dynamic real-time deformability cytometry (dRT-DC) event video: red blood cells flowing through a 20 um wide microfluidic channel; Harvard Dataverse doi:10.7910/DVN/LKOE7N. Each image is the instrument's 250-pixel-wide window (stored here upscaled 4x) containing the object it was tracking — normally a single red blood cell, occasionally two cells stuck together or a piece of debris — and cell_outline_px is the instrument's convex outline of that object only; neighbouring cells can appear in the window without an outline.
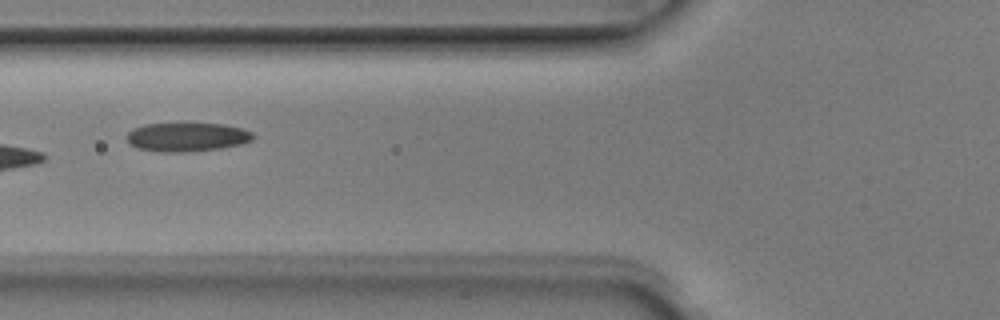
{"species": "Egyptian fruit bat (a non-hibernating species)", "species_latin": "Rousettus aegyptiacus", "temperature_condition": "room temperature", "stored_images_in_passage": 6, "camera_frame_rate_fps": 3000, "um_per_image_px": 0.085, "animal": {"sex": "male"}, "frame": {"image": 1, "passage_image": 5, "time_ms": 1.333, "image_size_px": [1000, 320], "cell_outline_px": [[256, 136], [252, 140], [240, 144], [220, 148], [184, 152], [160, 152], [136, 148], [128, 144], [124, 136], [132, 128], [144, 124], [224, 124], [240, 128], [252, 132]], "centroid_in_image_um": [15.83, 11.65], "position_along_channel_um": 110.0, "area_um2": 21.33}}
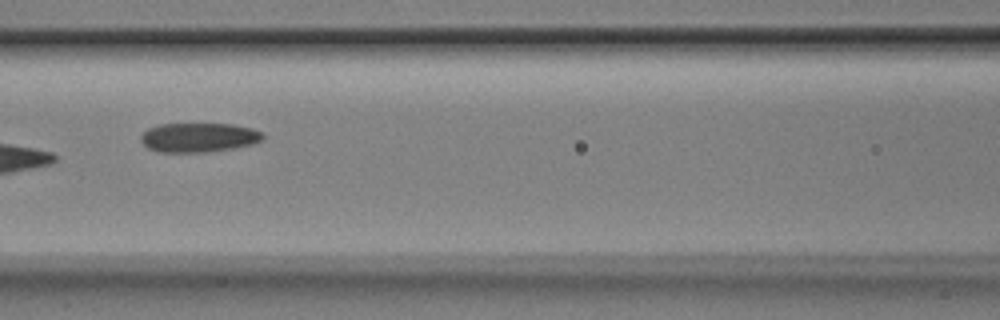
{"frame": {"image": 2, "passage_image": 6, "time_ms": 1.667, "image_size_px": [1000, 320], "cell_outline_px": [[264, 140], [252, 144], [236, 148], [204, 152], [160, 152], [148, 148], [140, 140], [140, 136], [148, 128], [160, 124], [232, 124], [252, 128], [260, 132], [264, 136]], "centroid_in_image_um": [16.9, 11.68], "position_along_channel_um": 149.7, "area_um2": 20.87}}